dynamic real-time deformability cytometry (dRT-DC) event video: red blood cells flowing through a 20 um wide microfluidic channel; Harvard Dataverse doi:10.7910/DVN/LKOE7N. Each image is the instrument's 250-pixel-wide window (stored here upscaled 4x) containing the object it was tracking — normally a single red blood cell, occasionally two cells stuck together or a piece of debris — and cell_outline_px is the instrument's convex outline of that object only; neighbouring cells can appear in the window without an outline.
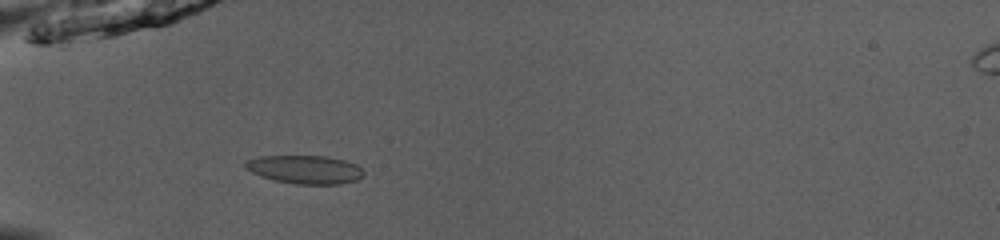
{"species": "common noctule bat (a hibernating species)", "species_latin": "Nyctalus noctula", "temperature_condition": "room temperature", "stored_images_in_passage": 36, "camera_frame_rate_fps": 3000, "um_per_image_px": 0.085, "animal": {"sex": "male", "body_mass_g": 13.0, "forearm_length_mm": 53.1}, "frame": {"image": 1, "passage_image": 2, "time_ms": 0.333, "image_size_px": [1000, 240], "cell_outline_px": [[364, 172], [356, 180], [340, 184], [296, 184], [276, 180], [260, 176], [244, 168], [244, 160], [260, 156], [328, 156], [344, 160], [356, 164]], "centroid_in_image_um": [25.88, 14.4], "position_along_channel_um": 59.1, "area_um2": 19.54}}
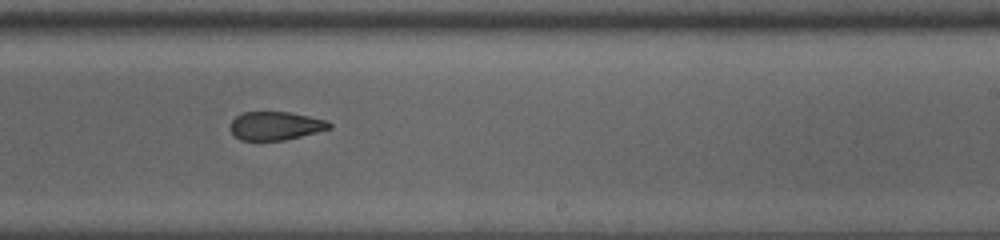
{"frame": {"image": 2, "passage_image": 18, "time_ms": 5.667, "image_size_px": [1000, 240], "cell_outline_px": [[332, 128], [284, 140], [240, 140], [228, 128], [232, 120], [236, 116], [244, 112], [288, 112], [328, 120], [332, 124]], "centroid_in_image_um": [23.41, 10.69], "position_along_channel_um": 265.6, "area_um2": 16.36}}
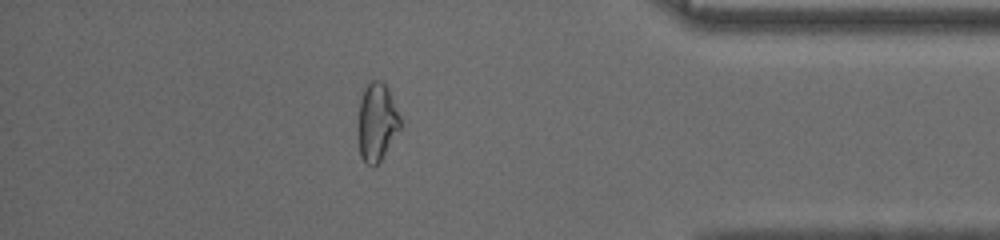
{"frame": {"image": 3, "passage_image": 30, "time_ms": 9.667, "image_size_px": [1000, 240], "cell_outline_px": [[400, 128], [380, 160], [376, 164], [364, 164], [360, 156], [356, 132], [356, 124], [360, 100], [364, 88], [372, 80], [384, 80], [388, 88], [400, 116]], "centroid_in_image_um": [31.98, 10.35], "position_along_channel_um": 403.2, "area_um2": 19.48}, "authors_computed_cell_mechanics": {"area_um2": 18.496, "velocity_mm_per_s": 4.0102, "shape_relaxation_time_tau1_ms": null, "shape_relaxation_time_tau2_ms": 2.027, "deformation_change_tau1": null, "deformation_change_tau2": 0.0782}}